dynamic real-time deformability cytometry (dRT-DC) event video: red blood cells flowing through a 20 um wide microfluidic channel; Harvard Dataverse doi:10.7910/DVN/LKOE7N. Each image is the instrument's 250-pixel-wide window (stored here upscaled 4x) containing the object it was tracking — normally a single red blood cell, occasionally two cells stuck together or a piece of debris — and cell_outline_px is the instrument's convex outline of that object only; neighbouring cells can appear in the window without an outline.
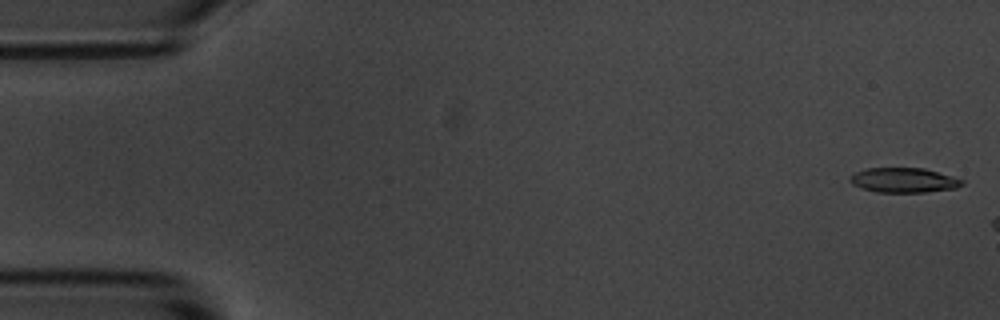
{"species": "common noctule bat (a hibernating species)", "species_latin": "Nyctalus noctula", "temperature_condition": "room temperature", "stored_images_in_passage": 2, "camera_frame_rate_fps": 3000, "um_per_image_px": 0.085, "animal": {"sex": "male", "body_mass_g": 20.1, "forearm_length_mm": 53.5}, "frame": {"image": 1, "passage_image": 1, "time_ms": 0.0, "image_size_px": [1000, 320], "cell_outline_px": [[964, 184], [956, 188], [924, 192], [876, 192], [860, 188], [852, 184], [848, 180], [848, 176], [856, 172], [868, 168], [924, 168], [952, 176], [964, 180]], "centroid_in_image_um": [76.79, 15.32], "position_along_channel_um": 8.2, "area_um2": 16.24}}